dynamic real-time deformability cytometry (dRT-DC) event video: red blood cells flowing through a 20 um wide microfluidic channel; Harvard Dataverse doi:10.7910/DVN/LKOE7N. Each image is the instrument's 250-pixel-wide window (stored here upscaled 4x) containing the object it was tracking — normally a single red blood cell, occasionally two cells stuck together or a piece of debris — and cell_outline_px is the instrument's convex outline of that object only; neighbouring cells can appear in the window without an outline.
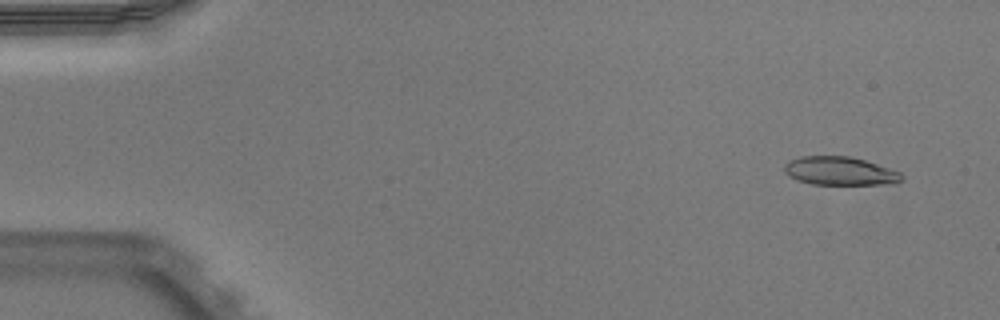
{"species": "Egyptian fruit bat (a non-hibernating species)", "species_latin": "Rousettus aegyptiacus", "temperature_condition": "warm", "stored_images_in_passage": 52, "camera_frame_rate_fps": 3000, "um_per_image_px": 0.085, "animal": {"sex": "male"}, "frame": {"image": 1, "passage_image": 4, "time_ms": 1.0, "image_size_px": [1000, 320], "cell_outline_px": [[904, 180], [896, 184], [812, 184], [796, 180], [788, 176], [784, 172], [784, 164], [788, 160], [800, 156], [848, 156], [864, 160], [900, 172], [904, 176]], "centroid_in_image_um": [71.37, 14.54], "position_along_channel_um": 13.6, "area_um2": 19.59}}
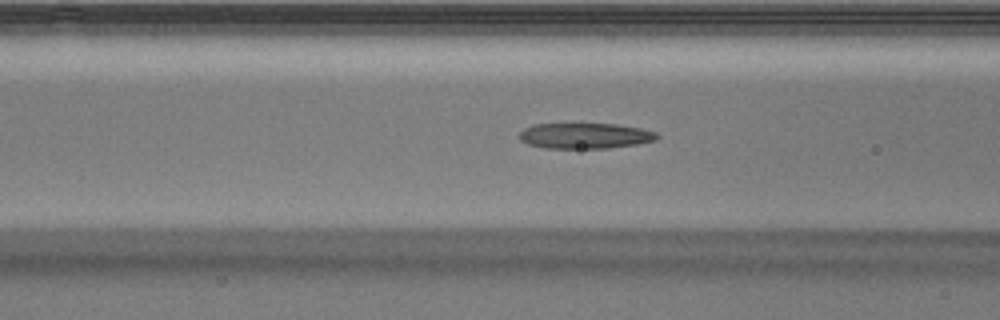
{"frame": {"image": 2, "passage_image": 21, "time_ms": 6.667, "image_size_px": [1000, 320], "cell_outline_px": [[660, 136], [656, 140], [636, 144], [608, 148], [544, 148], [528, 144], [520, 140], [520, 132], [524, 128], [532, 124], [616, 124], [640, 128], [656, 132]], "centroid_in_image_um": [49.72, 11.54], "position_along_channel_um": 116.9, "area_um2": 20.52}}
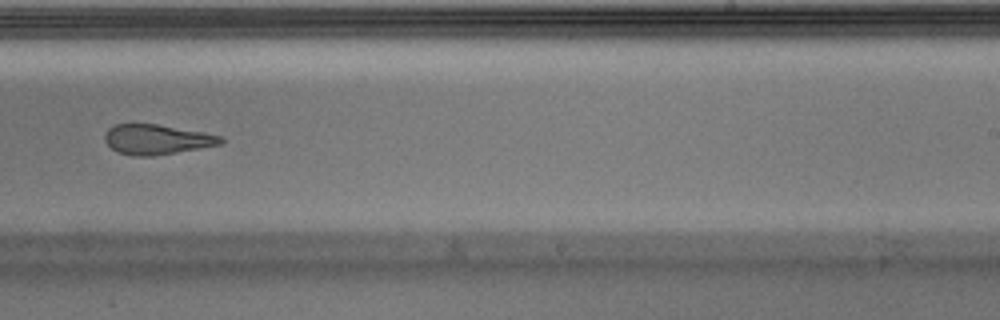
{"frame": {"image": 3, "passage_image": 33, "time_ms": 10.667, "image_size_px": [1000, 320], "cell_outline_px": [[224, 140], [220, 144], [200, 148], [152, 156], [132, 156], [120, 152], [112, 148], [104, 140], [104, 136], [108, 128], [112, 124], [156, 124], [204, 132], [220, 136]], "centroid_in_image_um": [13.3, 11.84], "position_along_channel_um": 275.7, "area_um2": 20.06}, "authors_computed_cell_mechanics": {"area_um2": 21.0392, "velocity_mm_per_s": 3.9701, "shape_relaxation_time_tau1_ms": 5.8352, "shape_relaxation_time_tau2_ms": 2.1532, "deformation_change_tau1": 0.2079, "deformation_change_tau2": 0.1248}}